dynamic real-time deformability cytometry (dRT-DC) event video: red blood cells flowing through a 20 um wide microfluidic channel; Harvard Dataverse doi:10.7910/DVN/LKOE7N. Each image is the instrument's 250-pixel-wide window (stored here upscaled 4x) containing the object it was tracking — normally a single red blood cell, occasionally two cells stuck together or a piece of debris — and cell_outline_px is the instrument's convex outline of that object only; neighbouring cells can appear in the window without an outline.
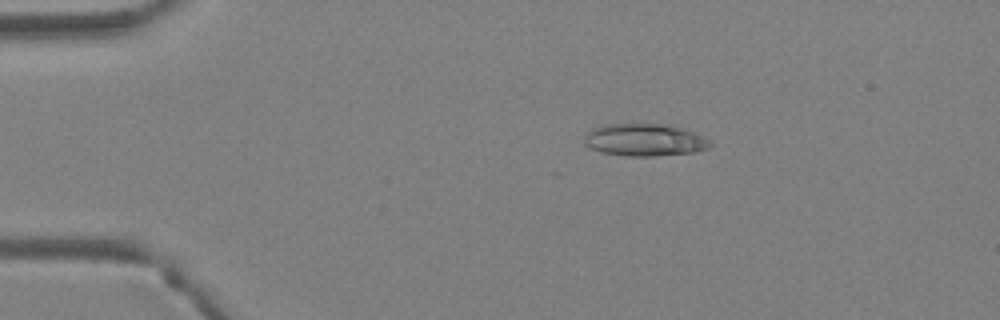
{"species": "Egyptian fruit bat (a non-hibernating species)", "species_latin": "Rousettus aegyptiacus", "temperature_condition": "warm", "stored_images_in_passage": 4, "camera_frame_rate_fps": 3000, "um_per_image_px": 0.085, "animal": {"sex": "female"}, "frame": {"image": 1, "passage_image": 3, "time_ms": 0.667, "image_size_px": [1000, 320], "cell_outline_px": [[712, 144], [708, 148], [692, 152], [656, 156], [628, 156], [604, 152], [592, 148], [584, 144], [584, 136], [588, 132], [604, 124], [668, 124], [692, 132], [708, 140]], "centroid_in_image_um": [54.77, 11.89], "position_along_channel_um": 30.2, "area_um2": 23.29}}